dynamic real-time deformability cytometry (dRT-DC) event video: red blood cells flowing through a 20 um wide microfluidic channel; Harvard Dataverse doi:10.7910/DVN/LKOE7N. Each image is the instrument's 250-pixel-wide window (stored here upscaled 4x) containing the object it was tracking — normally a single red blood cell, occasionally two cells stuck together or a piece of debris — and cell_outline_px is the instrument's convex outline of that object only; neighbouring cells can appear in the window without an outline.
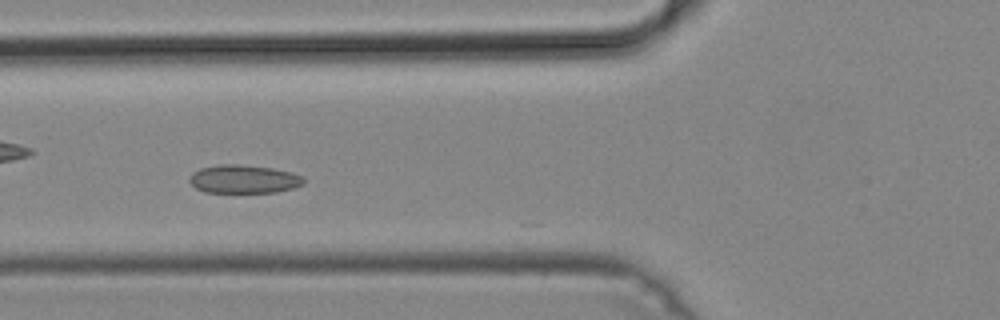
{"species": "common noctule bat (a hibernating species)", "species_latin": "Nyctalus noctula", "temperature_condition": "cold", "stored_images_in_passage": 35, "camera_frame_rate_fps": 3000, "um_per_image_px": 0.085, "animal": {"sex": "male", "body_mass_g": 19.2, "forearm_length_mm": 51.8}, "frame": {"image": 1, "passage_image": 3, "time_ms": 0.667, "image_size_px": [1000, 320], "cell_outline_px": [[304, 184], [292, 188], [276, 192], [204, 192], [196, 188], [188, 180], [192, 172], [200, 168], [220, 164], [240, 164], [272, 168], [292, 172], [300, 176], [304, 180]], "centroid_in_image_um": [20.69, 15.22], "position_along_channel_um": 105.1, "area_um2": 18.84}}
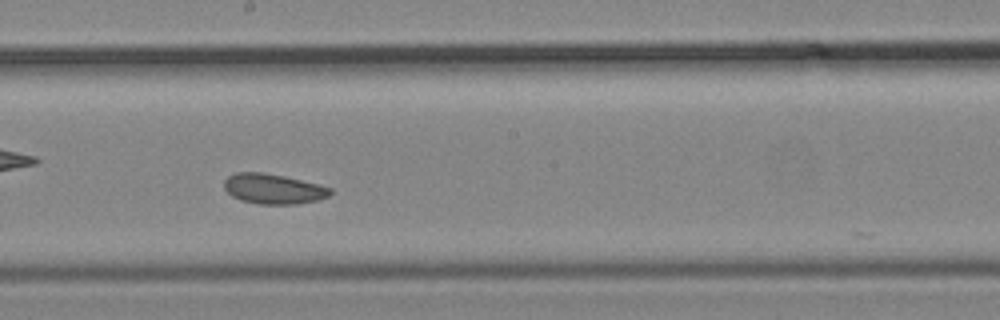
{"frame": {"image": 2, "passage_image": 12, "time_ms": 3.667, "image_size_px": [1000, 320], "cell_outline_px": [[332, 192], [328, 196], [316, 200], [296, 204], [256, 204], [240, 200], [232, 196], [224, 188], [224, 180], [228, 176], [236, 172], [264, 172], [284, 176], [332, 188]], "centroid_in_image_um": [23.19, 16.05], "position_along_channel_um": 225.0, "area_um2": 18.55}}
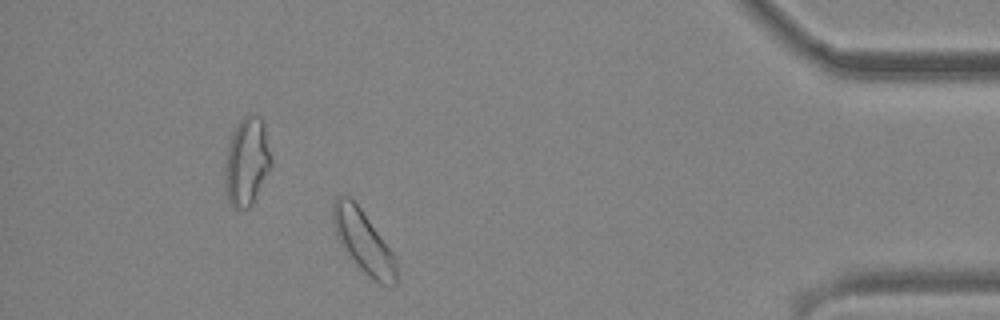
{"frame": {"image": 3, "passage_image": 29, "time_ms": 9.333, "image_size_px": [1000, 320], "cell_outline_px": [[396, 284], [380, 284], [372, 280], [356, 268], [348, 256], [336, 236], [332, 220], [332, 204], [336, 196], [344, 192], [360, 208], [392, 252], [396, 260]], "centroid_in_image_um": [30.83, 20.54], "position_along_channel_um": 404.4, "area_um2": 23.18}}